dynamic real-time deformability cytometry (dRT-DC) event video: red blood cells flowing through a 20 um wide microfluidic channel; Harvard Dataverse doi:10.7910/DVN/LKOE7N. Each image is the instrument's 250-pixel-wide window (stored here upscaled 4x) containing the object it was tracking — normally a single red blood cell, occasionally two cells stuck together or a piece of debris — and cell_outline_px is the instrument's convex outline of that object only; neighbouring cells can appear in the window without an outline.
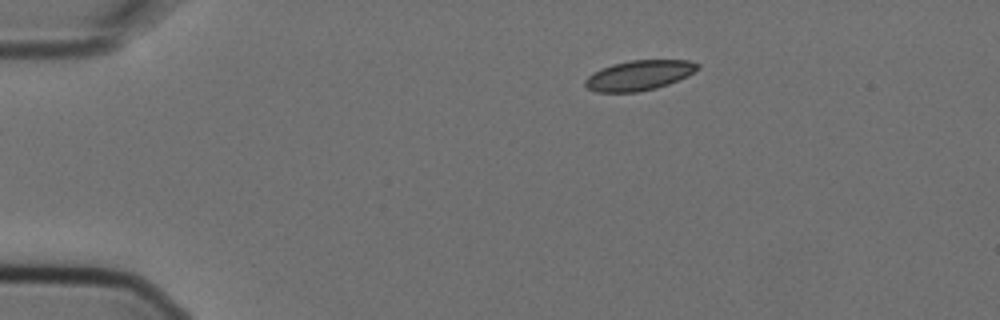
{"species": "Egyptian fruit bat (a non-hibernating species)", "species_latin": "Rousettus aegyptiacus", "temperature_condition": "cold", "stored_images_in_passage": 3, "camera_frame_rate_fps": 3000, "um_per_image_px": 0.085, "animal": {"sex": "female"}, "frame": {"image": 1, "passage_image": 3, "time_ms": 0.667, "image_size_px": [1000, 320], "cell_outline_px": [[700, 68], [688, 76], [668, 84], [656, 88], [636, 92], [596, 92], [588, 88], [584, 84], [584, 80], [592, 72], [600, 68], [612, 64], [632, 60], [688, 60], [700, 64]], "centroid_in_image_um": [54.32, 6.4], "position_along_channel_um": 30.7, "area_um2": 19.77}}